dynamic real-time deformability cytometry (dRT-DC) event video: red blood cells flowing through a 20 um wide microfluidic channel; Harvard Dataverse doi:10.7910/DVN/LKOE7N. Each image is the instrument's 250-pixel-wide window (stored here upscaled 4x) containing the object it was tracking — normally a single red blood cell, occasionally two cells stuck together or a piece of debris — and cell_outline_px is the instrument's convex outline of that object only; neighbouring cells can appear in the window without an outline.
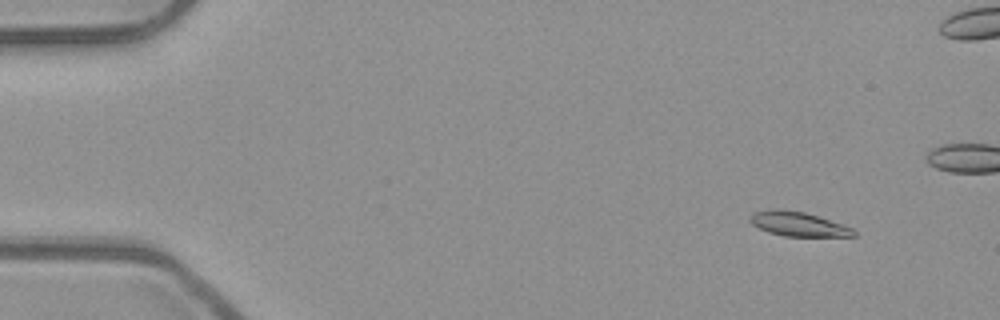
{"species": "common noctule bat (a hibernating species)", "species_latin": "Nyctalus noctula", "temperature_condition": "room temperature", "stored_images_in_passage": 55, "camera_frame_rate_fps": 3000, "um_per_image_px": 0.085, "animal": {"sex": "male", "body_mass_g": 23.1, "forearm_length_mm": 52.7}, "frame": {"image": 1, "passage_image": 6, "time_ms": 1.667, "image_size_px": [1000, 320], "cell_outline_px": [[856, 236], [784, 236], [768, 232], [752, 224], [748, 220], [748, 216], [752, 212], [804, 212], [852, 228], [856, 232]], "centroid_in_image_um": [67.86, 19.1], "position_along_channel_um": 17.1, "area_um2": 13.81}}
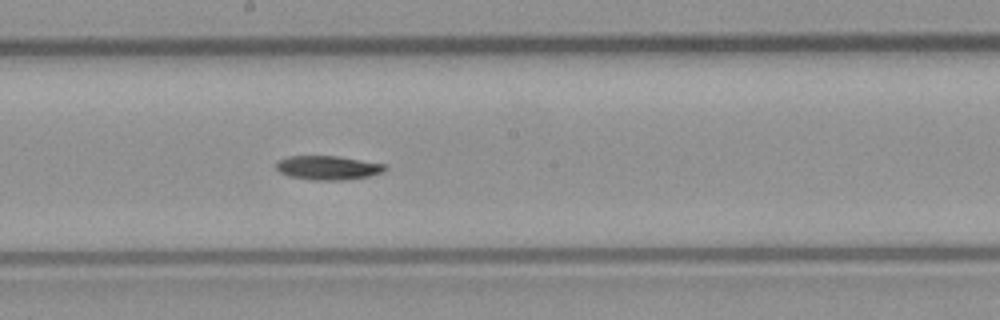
{"frame": {"image": 2, "passage_image": 30, "time_ms": 9.667, "image_size_px": [1000, 320], "cell_outline_px": [[388, 168], [380, 172], [368, 176], [344, 180], [312, 180], [288, 176], [280, 172], [276, 168], [276, 164], [280, 160], [288, 156], [336, 156], [384, 164]], "centroid_in_image_um": [27.84, 14.26], "position_along_channel_um": 220.4, "area_um2": 15.03}}
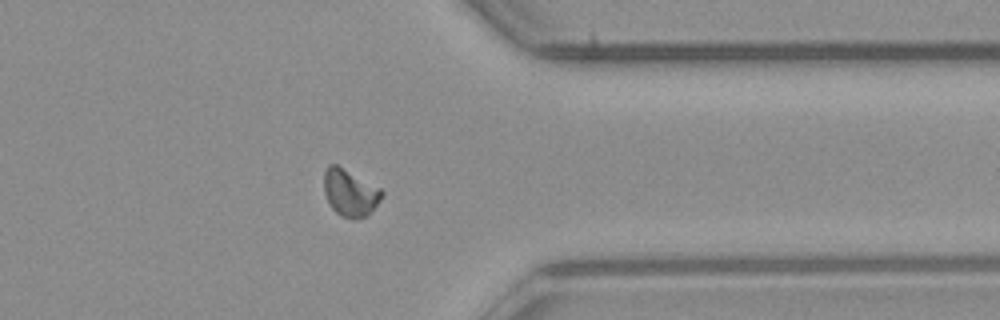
{"frame": {"image": 3, "passage_image": 43, "time_ms": 14.0, "image_size_px": [1000, 320], "cell_outline_px": [[384, 192], [380, 200], [364, 216], [340, 216], [332, 208], [324, 192], [324, 172], [328, 164], [336, 164], [380, 188]], "centroid_in_image_um": [29.71, 16.33], "position_along_channel_um": 381.7, "area_um2": 15.2}, "authors_computed_cell_mechanics": {"area_um2": 15.1436, "velocity_mm_per_s": 3.9387, "shape_relaxation_time_tau1_ms": 10.3261, "shape_relaxation_time_tau2_ms": null, "deformation_change_tau1": 0.2239, "deformation_change_tau2": null}}